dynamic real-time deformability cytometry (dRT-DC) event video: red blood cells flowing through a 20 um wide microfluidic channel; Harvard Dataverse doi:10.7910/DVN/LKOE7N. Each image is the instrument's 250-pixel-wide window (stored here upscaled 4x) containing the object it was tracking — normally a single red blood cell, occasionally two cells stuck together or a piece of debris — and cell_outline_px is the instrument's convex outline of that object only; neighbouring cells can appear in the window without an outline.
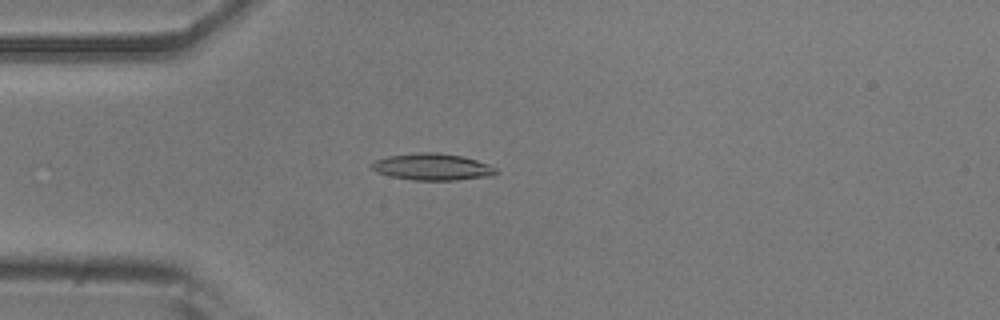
{"species": "common noctule bat (a hibernating species)", "species_latin": "Nyctalus noctula", "temperature_condition": "room temperature", "stored_images_in_passage": 52, "camera_frame_rate_fps": 3000, "um_per_image_px": 0.085, "animal": {"sex": "male", "body_mass_g": 20.5, "forearm_length_mm": 52.5}, "frame": {"image": 1, "passage_image": 13, "time_ms": 4.0, "image_size_px": [1000, 320], "cell_outline_px": [[500, 172], [492, 176], [456, 180], [412, 180], [392, 176], [376, 172], [368, 164], [376, 160], [388, 156], [416, 152], [436, 152], [460, 156], [476, 160], [488, 164], [496, 168]], "centroid_in_image_um": [36.75, 14.18], "position_along_channel_um": 48.2, "area_um2": 19.42}}
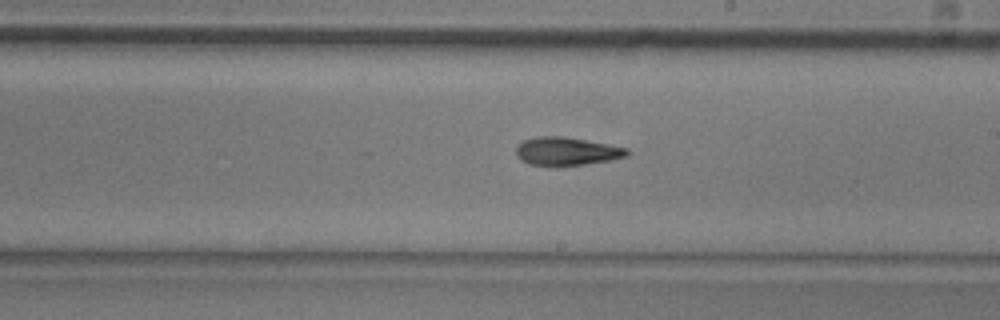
{"frame": {"image": 2, "passage_image": 29, "time_ms": 9.333, "image_size_px": [1000, 320], "cell_outline_px": [[632, 152], [628, 156], [612, 160], [560, 168], [552, 168], [528, 164], [520, 160], [516, 156], [516, 148], [524, 140], [536, 136], [564, 136], [628, 148]], "centroid_in_image_um": [48.16, 12.9], "position_along_channel_um": 240.8, "area_um2": 18.96}}
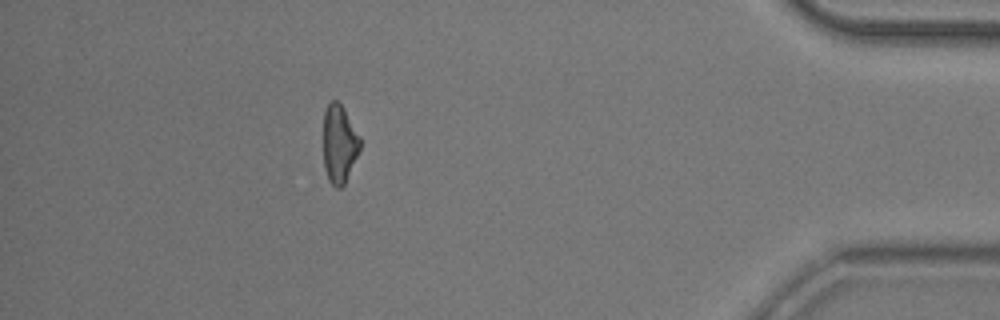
{"frame": {"image": 3, "passage_image": 46, "time_ms": 15.0, "image_size_px": [1000, 320], "cell_outline_px": [[360, 148], [344, 184], [340, 188], [336, 188], [328, 180], [324, 168], [324, 112], [328, 104], [332, 100], [336, 100], [344, 108], [360, 136]], "centroid_in_image_um": [28.83, 12.22], "position_along_channel_um": 406.4, "area_um2": 16.59}, "authors_computed_cell_mechanics": {"area_um2": 18.2648, "velocity_mm_per_s": 3.8129, "shape_relaxation_time_tau1_ms": 5.2463, "shape_relaxation_time_tau2_ms": 8.3005, "deformation_change_tau1": 0.1522, "deformation_change_tau2": 0.1806}}